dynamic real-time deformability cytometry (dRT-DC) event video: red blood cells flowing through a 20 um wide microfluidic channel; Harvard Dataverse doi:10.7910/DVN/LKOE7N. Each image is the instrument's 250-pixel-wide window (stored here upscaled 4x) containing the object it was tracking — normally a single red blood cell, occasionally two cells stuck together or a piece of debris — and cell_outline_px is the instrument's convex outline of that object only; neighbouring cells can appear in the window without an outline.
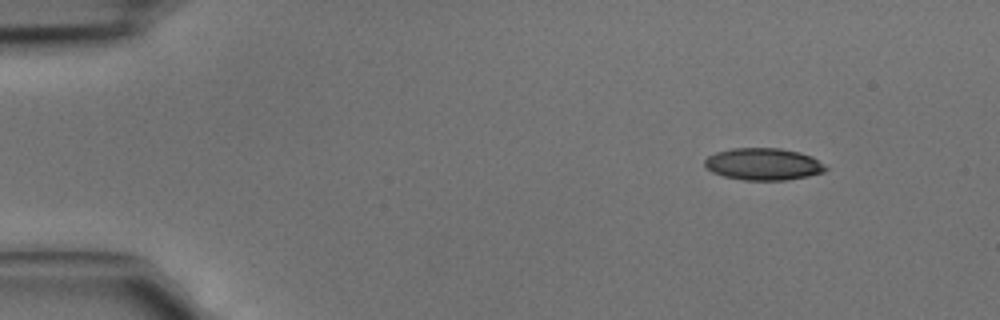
{"species": "common noctule bat (a hibernating species)", "species_latin": "Nyctalus noctula", "temperature_condition": "cold", "stored_images_in_passage": 3, "camera_frame_rate_fps": 3000, "um_per_image_px": 0.085, "animal": {"sex": "male", "body_mass_g": 15.6}, "frame": {"image": 1, "passage_image": 1, "time_ms": 0.0, "image_size_px": [1000, 320], "cell_outline_px": [[828, 168], [824, 172], [808, 176], [784, 180], [744, 180], [724, 176], [712, 172], [704, 168], [704, 160], [708, 156], [716, 152], [732, 148], [780, 148], [800, 152], [812, 156]], "centroid_in_image_um": [64.86, 13.95], "position_along_channel_um": 20.1, "area_um2": 22.66}}